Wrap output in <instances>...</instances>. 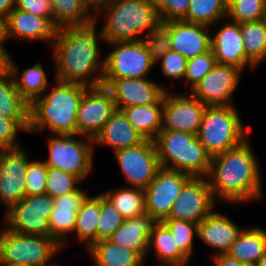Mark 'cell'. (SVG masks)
<instances>
[{
	"label": "cell",
	"mask_w": 266,
	"mask_h": 266,
	"mask_svg": "<svg viewBox=\"0 0 266 266\" xmlns=\"http://www.w3.org/2000/svg\"><path fill=\"white\" fill-rule=\"evenodd\" d=\"M96 24L94 21L56 29L51 47L56 80L103 86L104 59L100 58L99 42L104 43V39Z\"/></svg>",
	"instance_id": "cell-1"
},
{
	"label": "cell",
	"mask_w": 266,
	"mask_h": 266,
	"mask_svg": "<svg viewBox=\"0 0 266 266\" xmlns=\"http://www.w3.org/2000/svg\"><path fill=\"white\" fill-rule=\"evenodd\" d=\"M248 141L212 157L206 178L217 202L240 205L261 199L260 165Z\"/></svg>",
	"instance_id": "cell-2"
},
{
	"label": "cell",
	"mask_w": 266,
	"mask_h": 266,
	"mask_svg": "<svg viewBox=\"0 0 266 266\" xmlns=\"http://www.w3.org/2000/svg\"><path fill=\"white\" fill-rule=\"evenodd\" d=\"M57 86L36 98L29 109L28 133L48 129L52 134H77L76 113L84 93L90 88L83 84L54 79Z\"/></svg>",
	"instance_id": "cell-3"
},
{
	"label": "cell",
	"mask_w": 266,
	"mask_h": 266,
	"mask_svg": "<svg viewBox=\"0 0 266 266\" xmlns=\"http://www.w3.org/2000/svg\"><path fill=\"white\" fill-rule=\"evenodd\" d=\"M100 14L106 17L101 27L104 44L141 40L144 32L160 22L156 4L145 0H112L95 17L96 22Z\"/></svg>",
	"instance_id": "cell-4"
},
{
	"label": "cell",
	"mask_w": 266,
	"mask_h": 266,
	"mask_svg": "<svg viewBox=\"0 0 266 266\" xmlns=\"http://www.w3.org/2000/svg\"><path fill=\"white\" fill-rule=\"evenodd\" d=\"M154 143L162 168L181 171L192 177H206L212 157L200 143L197 135L161 130Z\"/></svg>",
	"instance_id": "cell-5"
},
{
	"label": "cell",
	"mask_w": 266,
	"mask_h": 266,
	"mask_svg": "<svg viewBox=\"0 0 266 266\" xmlns=\"http://www.w3.org/2000/svg\"><path fill=\"white\" fill-rule=\"evenodd\" d=\"M242 123L234 105L207 106L197 137L207 153L214 157L248 138L250 126Z\"/></svg>",
	"instance_id": "cell-6"
},
{
	"label": "cell",
	"mask_w": 266,
	"mask_h": 266,
	"mask_svg": "<svg viewBox=\"0 0 266 266\" xmlns=\"http://www.w3.org/2000/svg\"><path fill=\"white\" fill-rule=\"evenodd\" d=\"M61 250L62 246L50 236L23 235L5 226L0 232V264L58 266L52 259Z\"/></svg>",
	"instance_id": "cell-7"
},
{
	"label": "cell",
	"mask_w": 266,
	"mask_h": 266,
	"mask_svg": "<svg viewBox=\"0 0 266 266\" xmlns=\"http://www.w3.org/2000/svg\"><path fill=\"white\" fill-rule=\"evenodd\" d=\"M94 146V140L86 136L53 134L48 139L49 155L44 162L47 167L57 168L84 181L93 167Z\"/></svg>",
	"instance_id": "cell-8"
},
{
	"label": "cell",
	"mask_w": 266,
	"mask_h": 266,
	"mask_svg": "<svg viewBox=\"0 0 266 266\" xmlns=\"http://www.w3.org/2000/svg\"><path fill=\"white\" fill-rule=\"evenodd\" d=\"M107 45L113 50L104 57L103 79L148 78L156 63L141 40Z\"/></svg>",
	"instance_id": "cell-9"
},
{
	"label": "cell",
	"mask_w": 266,
	"mask_h": 266,
	"mask_svg": "<svg viewBox=\"0 0 266 266\" xmlns=\"http://www.w3.org/2000/svg\"><path fill=\"white\" fill-rule=\"evenodd\" d=\"M53 208V198L48 194L25 196L5 212V228L23 235L50 236L49 217Z\"/></svg>",
	"instance_id": "cell-10"
},
{
	"label": "cell",
	"mask_w": 266,
	"mask_h": 266,
	"mask_svg": "<svg viewBox=\"0 0 266 266\" xmlns=\"http://www.w3.org/2000/svg\"><path fill=\"white\" fill-rule=\"evenodd\" d=\"M116 161L129 187L145 190L161 168L154 141L114 152Z\"/></svg>",
	"instance_id": "cell-11"
},
{
	"label": "cell",
	"mask_w": 266,
	"mask_h": 266,
	"mask_svg": "<svg viewBox=\"0 0 266 266\" xmlns=\"http://www.w3.org/2000/svg\"><path fill=\"white\" fill-rule=\"evenodd\" d=\"M192 178L187 173L161 167L144 190L146 213L156 222L166 219L177 196Z\"/></svg>",
	"instance_id": "cell-12"
},
{
	"label": "cell",
	"mask_w": 266,
	"mask_h": 266,
	"mask_svg": "<svg viewBox=\"0 0 266 266\" xmlns=\"http://www.w3.org/2000/svg\"><path fill=\"white\" fill-rule=\"evenodd\" d=\"M242 70L224 64H216L191 90L190 94L206 106L234 105L231 100L237 90Z\"/></svg>",
	"instance_id": "cell-13"
},
{
	"label": "cell",
	"mask_w": 266,
	"mask_h": 266,
	"mask_svg": "<svg viewBox=\"0 0 266 266\" xmlns=\"http://www.w3.org/2000/svg\"><path fill=\"white\" fill-rule=\"evenodd\" d=\"M115 111L112 94L105 86L90 87L76 113L77 135L94 140Z\"/></svg>",
	"instance_id": "cell-14"
},
{
	"label": "cell",
	"mask_w": 266,
	"mask_h": 266,
	"mask_svg": "<svg viewBox=\"0 0 266 266\" xmlns=\"http://www.w3.org/2000/svg\"><path fill=\"white\" fill-rule=\"evenodd\" d=\"M214 199L206 177H193L177 196L167 218L201 223L215 209Z\"/></svg>",
	"instance_id": "cell-15"
},
{
	"label": "cell",
	"mask_w": 266,
	"mask_h": 266,
	"mask_svg": "<svg viewBox=\"0 0 266 266\" xmlns=\"http://www.w3.org/2000/svg\"><path fill=\"white\" fill-rule=\"evenodd\" d=\"M206 105L191 94L164 93L162 130L198 134Z\"/></svg>",
	"instance_id": "cell-16"
},
{
	"label": "cell",
	"mask_w": 266,
	"mask_h": 266,
	"mask_svg": "<svg viewBox=\"0 0 266 266\" xmlns=\"http://www.w3.org/2000/svg\"><path fill=\"white\" fill-rule=\"evenodd\" d=\"M28 158L22 147L0 150V204L6 211L26 196Z\"/></svg>",
	"instance_id": "cell-17"
},
{
	"label": "cell",
	"mask_w": 266,
	"mask_h": 266,
	"mask_svg": "<svg viewBox=\"0 0 266 266\" xmlns=\"http://www.w3.org/2000/svg\"><path fill=\"white\" fill-rule=\"evenodd\" d=\"M103 86L111 92L117 110L156 103L168 90L149 78L103 79Z\"/></svg>",
	"instance_id": "cell-18"
},
{
	"label": "cell",
	"mask_w": 266,
	"mask_h": 266,
	"mask_svg": "<svg viewBox=\"0 0 266 266\" xmlns=\"http://www.w3.org/2000/svg\"><path fill=\"white\" fill-rule=\"evenodd\" d=\"M5 41L21 39L51 41L53 45L57 27L48 17H39L14 8L4 20Z\"/></svg>",
	"instance_id": "cell-19"
},
{
	"label": "cell",
	"mask_w": 266,
	"mask_h": 266,
	"mask_svg": "<svg viewBox=\"0 0 266 266\" xmlns=\"http://www.w3.org/2000/svg\"><path fill=\"white\" fill-rule=\"evenodd\" d=\"M211 35V49L218 64L232 65L242 71L256 66L246 57L240 24L229 19Z\"/></svg>",
	"instance_id": "cell-20"
},
{
	"label": "cell",
	"mask_w": 266,
	"mask_h": 266,
	"mask_svg": "<svg viewBox=\"0 0 266 266\" xmlns=\"http://www.w3.org/2000/svg\"><path fill=\"white\" fill-rule=\"evenodd\" d=\"M88 194L80 187L63 196L53 198L54 208L49 217L50 237L61 246H66L69 234L74 231L77 212Z\"/></svg>",
	"instance_id": "cell-21"
},
{
	"label": "cell",
	"mask_w": 266,
	"mask_h": 266,
	"mask_svg": "<svg viewBox=\"0 0 266 266\" xmlns=\"http://www.w3.org/2000/svg\"><path fill=\"white\" fill-rule=\"evenodd\" d=\"M210 27L202 24L170 21L171 50L187 60L211 50Z\"/></svg>",
	"instance_id": "cell-22"
},
{
	"label": "cell",
	"mask_w": 266,
	"mask_h": 266,
	"mask_svg": "<svg viewBox=\"0 0 266 266\" xmlns=\"http://www.w3.org/2000/svg\"><path fill=\"white\" fill-rule=\"evenodd\" d=\"M243 229L216 209L198 224L197 237L211 248L214 255L226 254Z\"/></svg>",
	"instance_id": "cell-23"
},
{
	"label": "cell",
	"mask_w": 266,
	"mask_h": 266,
	"mask_svg": "<svg viewBox=\"0 0 266 266\" xmlns=\"http://www.w3.org/2000/svg\"><path fill=\"white\" fill-rule=\"evenodd\" d=\"M146 139L128 122L122 110H117L105 123L102 131L95 137L94 145L110 146L114 152L143 143Z\"/></svg>",
	"instance_id": "cell-24"
},
{
	"label": "cell",
	"mask_w": 266,
	"mask_h": 266,
	"mask_svg": "<svg viewBox=\"0 0 266 266\" xmlns=\"http://www.w3.org/2000/svg\"><path fill=\"white\" fill-rule=\"evenodd\" d=\"M155 223L156 221L147 213L125 219L108 240L120 247L135 250L146 259L148 239Z\"/></svg>",
	"instance_id": "cell-25"
},
{
	"label": "cell",
	"mask_w": 266,
	"mask_h": 266,
	"mask_svg": "<svg viewBox=\"0 0 266 266\" xmlns=\"http://www.w3.org/2000/svg\"><path fill=\"white\" fill-rule=\"evenodd\" d=\"M30 104L16 88L13 76L6 70L0 75V116L14 119L28 133Z\"/></svg>",
	"instance_id": "cell-26"
},
{
	"label": "cell",
	"mask_w": 266,
	"mask_h": 266,
	"mask_svg": "<svg viewBox=\"0 0 266 266\" xmlns=\"http://www.w3.org/2000/svg\"><path fill=\"white\" fill-rule=\"evenodd\" d=\"M7 70L13 76L17 90L29 104L47 90L49 82L42 63L37 62L32 67L19 72L16 62L8 54Z\"/></svg>",
	"instance_id": "cell-27"
},
{
	"label": "cell",
	"mask_w": 266,
	"mask_h": 266,
	"mask_svg": "<svg viewBox=\"0 0 266 266\" xmlns=\"http://www.w3.org/2000/svg\"><path fill=\"white\" fill-rule=\"evenodd\" d=\"M175 242L169 228L162 221L156 222L148 239L147 255L155 251L159 266H186L190 260L179 250Z\"/></svg>",
	"instance_id": "cell-28"
},
{
	"label": "cell",
	"mask_w": 266,
	"mask_h": 266,
	"mask_svg": "<svg viewBox=\"0 0 266 266\" xmlns=\"http://www.w3.org/2000/svg\"><path fill=\"white\" fill-rule=\"evenodd\" d=\"M163 106L164 95L156 103L125 107L122 111L138 133L154 141L162 130Z\"/></svg>",
	"instance_id": "cell-29"
},
{
	"label": "cell",
	"mask_w": 266,
	"mask_h": 266,
	"mask_svg": "<svg viewBox=\"0 0 266 266\" xmlns=\"http://www.w3.org/2000/svg\"><path fill=\"white\" fill-rule=\"evenodd\" d=\"M87 251L95 266H144L145 263L137 251L120 247L108 239L93 243Z\"/></svg>",
	"instance_id": "cell-30"
},
{
	"label": "cell",
	"mask_w": 266,
	"mask_h": 266,
	"mask_svg": "<svg viewBox=\"0 0 266 266\" xmlns=\"http://www.w3.org/2000/svg\"><path fill=\"white\" fill-rule=\"evenodd\" d=\"M227 254L254 266L266 254V230L259 226L244 227Z\"/></svg>",
	"instance_id": "cell-31"
},
{
	"label": "cell",
	"mask_w": 266,
	"mask_h": 266,
	"mask_svg": "<svg viewBox=\"0 0 266 266\" xmlns=\"http://www.w3.org/2000/svg\"><path fill=\"white\" fill-rule=\"evenodd\" d=\"M100 217V193L95 196H87L77 212L74 227L76 240L85 243L88 249L96 242V231Z\"/></svg>",
	"instance_id": "cell-32"
},
{
	"label": "cell",
	"mask_w": 266,
	"mask_h": 266,
	"mask_svg": "<svg viewBox=\"0 0 266 266\" xmlns=\"http://www.w3.org/2000/svg\"><path fill=\"white\" fill-rule=\"evenodd\" d=\"M53 23L57 28L64 26L87 25L95 17L84 4V0H50Z\"/></svg>",
	"instance_id": "cell-33"
},
{
	"label": "cell",
	"mask_w": 266,
	"mask_h": 266,
	"mask_svg": "<svg viewBox=\"0 0 266 266\" xmlns=\"http://www.w3.org/2000/svg\"><path fill=\"white\" fill-rule=\"evenodd\" d=\"M101 194L116 207L124 219L146 213L145 192L142 189L127 186L106 190Z\"/></svg>",
	"instance_id": "cell-34"
},
{
	"label": "cell",
	"mask_w": 266,
	"mask_h": 266,
	"mask_svg": "<svg viewBox=\"0 0 266 266\" xmlns=\"http://www.w3.org/2000/svg\"><path fill=\"white\" fill-rule=\"evenodd\" d=\"M225 0H190V6L184 22L216 26L218 21L226 19ZM225 18V19H224Z\"/></svg>",
	"instance_id": "cell-35"
},
{
	"label": "cell",
	"mask_w": 266,
	"mask_h": 266,
	"mask_svg": "<svg viewBox=\"0 0 266 266\" xmlns=\"http://www.w3.org/2000/svg\"><path fill=\"white\" fill-rule=\"evenodd\" d=\"M246 57L257 67L266 58V28L261 20L240 24Z\"/></svg>",
	"instance_id": "cell-36"
},
{
	"label": "cell",
	"mask_w": 266,
	"mask_h": 266,
	"mask_svg": "<svg viewBox=\"0 0 266 266\" xmlns=\"http://www.w3.org/2000/svg\"><path fill=\"white\" fill-rule=\"evenodd\" d=\"M141 42L147 47L148 53L157 64V61L171 50L170 21H160L155 27L148 29L143 33Z\"/></svg>",
	"instance_id": "cell-37"
},
{
	"label": "cell",
	"mask_w": 266,
	"mask_h": 266,
	"mask_svg": "<svg viewBox=\"0 0 266 266\" xmlns=\"http://www.w3.org/2000/svg\"><path fill=\"white\" fill-rule=\"evenodd\" d=\"M171 231L175 244L179 250L189 259L193 257L194 252V236L197 237L198 224L187 221L166 218L162 221Z\"/></svg>",
	"instance_id": "cell-38"
},
{
	"label": "cell",
	"mask_w": 266,
	"mask_h": 266,
	"mask_svg": "<svg viewBox=\"0 0 266 266\" xmlns=\"http://www.w3.org/2000/svg\"><path fill=\"white\" fill-rule=\"evenodd\" d=\"M266 0H234L227 6L226 19L242 24L262 18Z\"/></svg>",
	"instance_id": "cell-39"
},
{
	"label": "cell",
	"mask_w": 266,
	"mask_h": 266,
	"mask_svg": "<svg viewBox=\"0 0 266 266\" xmlns=\"http://www.w3.org/2000/svg\"><path fill=\"white\" fill-rule=\"evenodd\" d=\"M124 220L116 207L100 193V217L96 231V242L109 239L123 224Z\"/></svg>",
	"instance_id": "cell-40"
},
{
	"label": "cell",
	"mask_w": 266,
	"mask_h": 266,
	"mask_svg": "<svg viewBox=\"0 0 266 266\" xmlns=\"http://www.w3.org/2000/svg\"><path fill=\"white\" fill-rule=\"evenodd\" d=\"M81 182L76 176L66 173L57 168L48 167L46 177V192L52 198L63 196L76 191L77 185Z\"/></svg>",
	"instance_id": "cell-41"
},
{
	"label": "cell",
	"mask_w": 266,
	"mask_h": 266,
	"mask_svg": "<svg viewBox=\"0 0 266 266\" xmlns=\"http://www.w3.org/2000/svg\"><path fill=\"white\" fill-rule=\"evenodd\" d=\"M217 64L212 49L201 55L187 60L184 79L186 86L191 90Z\"/></svg>",
	"instance_id": "cell-42"
},
{
	"label": "cell",
	"mask_w": 266,
	"mask_h": 266,
	"mask_svg": "<svg viewBox=\"0 0 266 266\" xmlns=\"http://www.w3.org/2000/svg\"><path fill=\"white\" fill-rule=\"evenodd\" d=\"M48 167L44 161L28 159L26 168V196L43 195L46 192Z\"/></svg>",
	"instance_id": "cell-43"
},
{
	"label": "cell",
	"mask_w": 266,
	"mask_h": 266,
	"mask_svg": "<svg viewBox=\"0 0 266 266\" xmlns=\"http://www.w3.org/2000/svg\"><path fill=\"white\" fill-rule=\"evenodd\" d=\"M161 63V70L165 77L172 79H184L187 67V59L180 53L169 50L157 63Z\"/></svg>",
	"instance_id": "cell-44"
},
{
	"label": "cell",
	"mask_w": 266,
	"mask_h": 266,
	"mask_svg": "<svg viewBox=\"0 0 266 266\" xmlns=\"http://www.w3.org/2000/svg\"><path fill=\"white\" fill-rule=\"evenodd\" d=\"M190 0H160L156 5L161 22L184 20Z\"/></svg>",
	"instance_id": "cell-45"
},
{
	"label": "cell",
	"mask_w": 266,
	"mask_h": 266,
	"mask_svg": "<svg viewBox=\"0 0 266 266\" xmlns=\"http://www.w3.org/2000/svg\"><path fill=\"white\" fill-rule=\"evenodd\" d=\"M20 131L26 132L14 119L0 116V150L21 147L17 141Z\"/></svg>",
	"instance_id": "cell-46"
},
{
	"label": "cell",
	"mask_w": 266,
	"mask_h": 266,
	"mask_svg": "<svg viewBox=\"0 0 266 266\" xmlns=\"http://www.w3.org/2000/svg\"><path fill=\"white\" fill-rule=\"evenodd\" d=\"M39 17H48L53 21L50 0H16V7Z\"/></svg>",
	"instance_id": "cell-47"
},
{
	"label": "cell",
	"mask_w": 266,
	"mask_h": 266,
	"mask_svg": "<svg viewBox=\"0 0 266 266\" xmlns=\"http://www.w3.org/2000/svg\"><path fill=\"white\" fill-rule=\"evenodd\" d=\"M213 263L215 266H253L249 264L242 263L229 254H218L216 256H212Z\"/></svg>",
	"instance_id": "cell-48"
},
{
	"label": "cell",
	"mask_w": 266,
	"mask_h": 266,
	"mask_svg": "<svg viewBox=\"0 0 266 266\" xmlns=\"http://www.w3.org/2000/svg\"><path fill=\"white\" fill-rule=\"evenodd\" d=\"M112 0H84V4L90 13L94 11L93 15L96 17L103 9H105ZM96 12V13H95Z\"/></svg>",
	"instance_id": "cell-49"
},
{
	"label": "cell",
	"mask_w": 266,
	"mask_h": 266,
	"mask_svg": "<svg viewBox=\"0 0 266 266\" xmlns=\"http://www.w3.org/2000/svg\"><path fill=\"white\" fill-rule=\"evenodd\" d=\"M15 7L16 0H0V18L5 20Z\"/></svg>",
	"instance_id": "cell-50"
},
{
	"label": "cell",
	"mask_w": 266,
	"mask_h": 266,
	"mask_svg": "<svg viewBox=\"0 0 266 266\" xmlns=\"http://www.w3.org/2000/svg\"><path fill=\"white\" fill-rule=\"evenodd\" d=\"M5 46H0V75L7 70L8 52Z\"/></svg>",
	"instance_id": "cell-51"
},
{
	"label": "cell",
	"mask_w": 266,
	"mask_h": 266,
	"mask_svg": "<svg viewBox=\"0 0 266 266\" xmlns=\"http://www.w3.org/2000/svg\"><path fill=\"white\" fill-rule=\"evenodd\" d=\"M5 41V27H4V20L0 18V46H4Z\"/></svg>",
	"instance_id": "cell-52"
},
{
	"label": "cell",
	"mask_w": 266,
	"mask_h": 266,
	"mask_svg": "<svg viewBox=\"0 0 266 266\" xmlns=\"http://www.w3.org/2000/svg\"><path fill=\"white\" fill-rule=\"evenodd\" d=\"M254 266H266V254Z\"/></svg>",
	"instance_id": "cell-53"
},
{
	"label": "cell",
	"mask_w": 266,
	"mask_h": 266,
	"mask_svg": "<svg viewBox=\"0 0 266 266\" xmlns=\"http://www.w3.org/2000/svg\"><path fill=\"white\" fill-rule=\"evenodd\" d=\"M261 21L263 22L264 27L266 28V7L264 9V13L262 15Z\"/></svg>",
	"instance_id": "cell-54"
},
{
	"label": "cell",
	"mask_w": 266,
	"mask_h": 266,
	"mask_svg": "<svg viewBox=\"0 0 266 266\" xmlns=\"http://www.w3.org/2000/svg\"><path fill=\"white\" fill-rule=\"evenodd\" d=\"M145 1H148V2H151V3H154V4H158L160 0H145Z\"/></svg>",
	"instance_id": "cell-55"
},
{
	"label": "cell",
	"mask_w": 266,
	"mask_h": 266,
	"mask_svg": "<svg viewBox=\"0 0 266 266\" xmlns=\"http://www.w3.org/2000/svg\"><path fill=\"white\" fill-rule=\"evenodd\" d=\"M0 266H21V265L0 264Z\"/></svg>",
	"instance_id": "cell-56"
},
{
	"label": "cell",
	"mask_w": 266,
	"mask_h": 266,
	"mask_svg": "<svg viewBox=\"0 0 266 266\" xmlns=\"http://www.w3.org/2000/svg\"><path fill=\"white\" fill-rule=\"evenodd\" d=\"M232 1H234V0H225L227 6H228Z\"/></svg>",
	"instance_id": "cell-57"
}]
</instances>
